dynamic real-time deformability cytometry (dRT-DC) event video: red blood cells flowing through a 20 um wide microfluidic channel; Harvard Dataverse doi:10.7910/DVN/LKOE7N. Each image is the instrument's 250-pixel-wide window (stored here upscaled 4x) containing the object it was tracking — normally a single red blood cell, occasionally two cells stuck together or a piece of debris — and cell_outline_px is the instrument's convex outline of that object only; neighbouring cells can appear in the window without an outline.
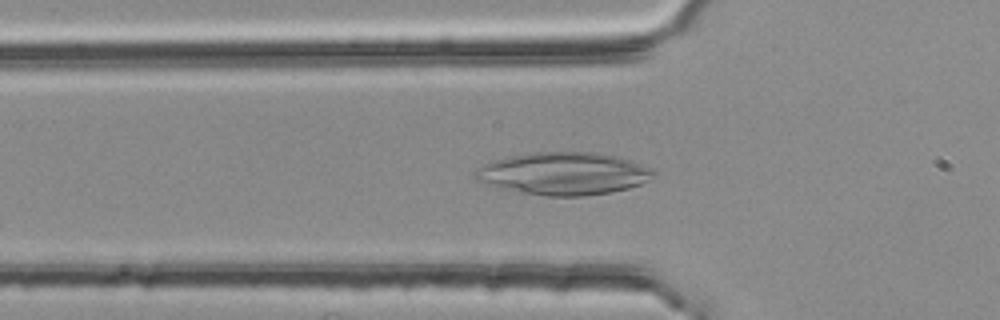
{"species": "common noctule bat (a hibernating species)", "species_latin": "Nyctalus noctula", "temperature_condition": "room temperature", "stored_images_in_passage": 41, "camera_frame_rate_fps": 3000, "um_per_image_px": 0.085, "animal": {"sex": "female", "body_mass_g": 25.1}, "frame": {"image": 1, "passage_image": 7, "time_ms": 2.0, "image_size_px": [1000, 320], "cell_outline_px": [[656, 172], [652, 180], [628, 188], [612, 192], [584, 196], [548, 196], [520, 192], [488, 184], [476, 180], [472, 176], [476, 168], [484, 164], [508, 156], [536, 152], [592, 152], [616, 156], [632, 160], [656, 168]], "centroid_in_image_um": [47.97, 14.75], "position_along_channel_um": 77.8, "area_um2": 44.45}}
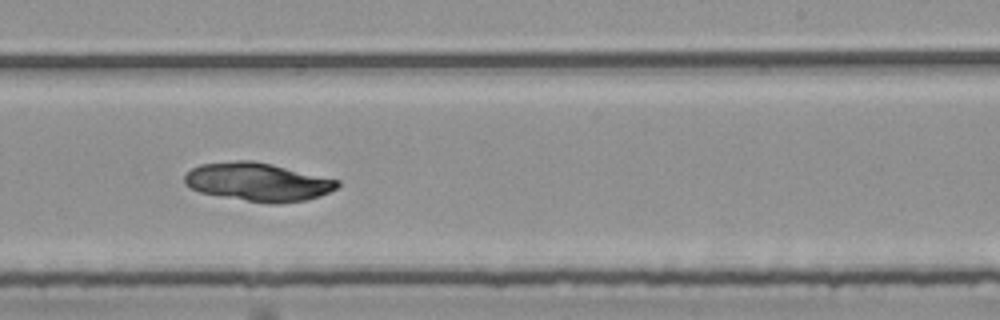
{"frame": {"image": 2, "passage_image": 22, "time_ms": 7.0, "image_size_px": [1000, 320], "cell_outline_px": [[340, 184], [336, 188], [320, 196], [304, 200], [276, 204], [268, 204], [200, 192], [184, 184], [184, 176], [192, 168], [200, 164], [236, 160], [252, 160], [272, 164], [340, 180]], "centroid_in_image_um": [21.92, 15.46], "position_along_channel_um": 267.1, "area_um2": 34.04}}
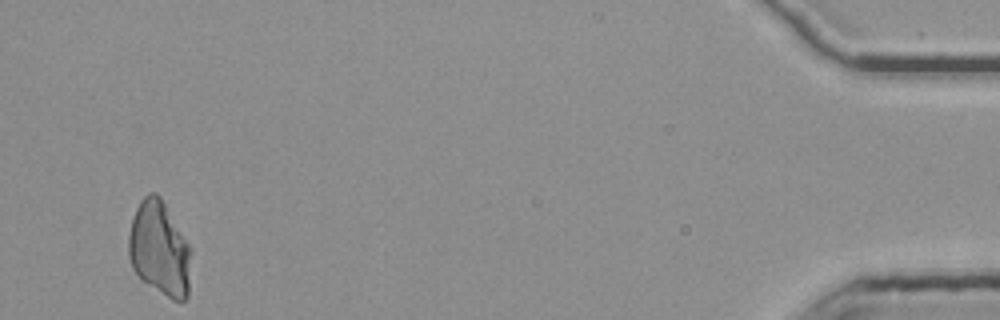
{"frame": {"image": 3, "passage_image": 41, "time_ms": 13.333, "image_size_px": [1000, 320], "cell_outline_px": [[192, 252], [188, 296], [184, 300], [172, 300], [144, 280], [132, 268], [128, 256], [128, 236], [132, 216], [140, 200], [148, 192], [156, 192], [160, 196], [192, 248]], "centroid_in_image_um": [13.57, 21.11], "position_along_channel_um": 421.6, "area_um2": 34.62}}